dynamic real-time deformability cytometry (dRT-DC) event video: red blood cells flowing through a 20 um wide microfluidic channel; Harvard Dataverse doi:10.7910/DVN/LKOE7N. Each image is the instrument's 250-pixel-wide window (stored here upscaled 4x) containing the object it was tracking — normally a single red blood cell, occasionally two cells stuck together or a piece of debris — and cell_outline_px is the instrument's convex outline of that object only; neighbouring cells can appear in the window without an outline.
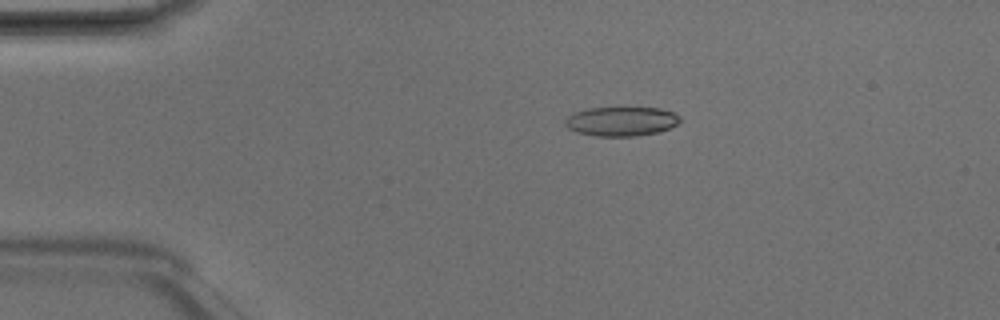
{"species": "Egyptian fruit bat (a non-hibernating species)", "species_latin": "Rousettus aegyptiacus", "temperature_condition": "room temperature", "stored_images_in_passage": 4, "camera_frame_rate_fps": 3000, "um_per_image_px": 0.085, "animal": {"sex": "male"}, "frame": {"image": 1, "passage_image": 3, "time_ms": 0.667, "image_size_px": [1000, 320], "cell_outline_px": [[680, 120], [676, 124], [668, 128], [656, 132], [636, 136], [596, 136], [576, 132], [568, 128], [564, 124], [564, 120], [568, 116], [576, 112], [588, 108], [624, 104], [660, 108], [672, 112], [680, 116]], "centroid_in_image_um": [52.79, 10.25], "position_along_channel_um": 32.2, "area_um2": 20.46}}